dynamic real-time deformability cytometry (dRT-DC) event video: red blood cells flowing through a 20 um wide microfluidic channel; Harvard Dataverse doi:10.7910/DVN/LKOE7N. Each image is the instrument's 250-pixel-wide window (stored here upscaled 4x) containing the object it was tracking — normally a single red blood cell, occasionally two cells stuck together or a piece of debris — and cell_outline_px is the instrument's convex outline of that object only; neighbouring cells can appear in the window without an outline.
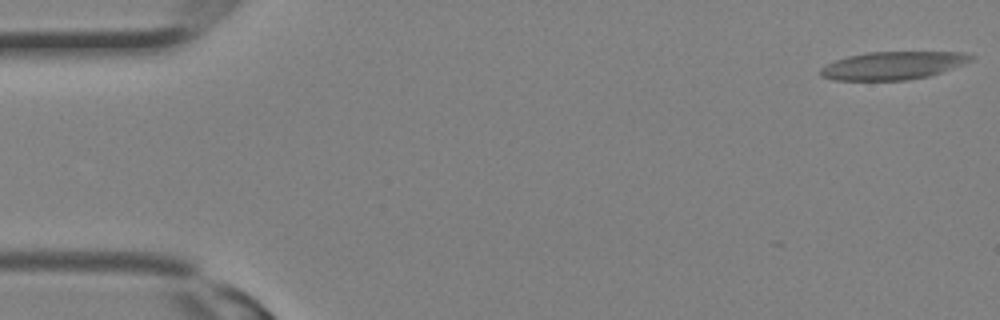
{"species": "Egyptian fruit bat (a non-hibernating species)", "species_latin": "Rousettus aegyptiacus", "temperature_condition": "room temperature", "stored_images_in_passage": 21, "camera_frame_rate_fps": 3000, "um_per_image_px": 0.085, "animal": {"sex": "female"}, "frame": {"image": 1, "passage_image": 1, "time_ms": 0.0, "image_size_px": [1000, 320], "cell_outline_px": [[976, 56], [972, 60], [964, 64], [928, 76], [904, 80], [832, 80], [820, 76], [820, 68], [836, 60], [848, 56], [864, 52], [964, 52]], "centroid_in_image_um": [75.9, 5.56], "position_along_channel_um": 9.1, "area_um2": 24.45}}
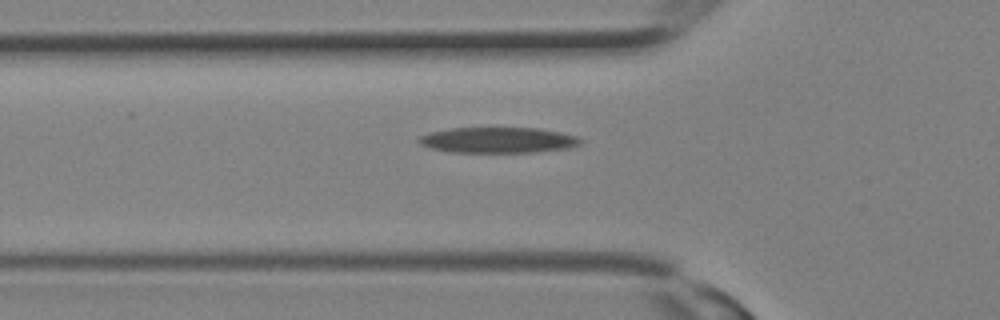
{"frame": {"image": 2, "passage_image": 11, "time_ms": 3.333, "image_size_px": [1000, 320], "cell_outline_px": [[584, 140], [580, 144], [568, 148], [536, 152], [452, 152], [428, 148], [420, 144], [416, 140], [420, 136], [432, 132], [452, 128], [540, 128], [560, 132], [576, 136]], "centroid_in_image_um": [42.34, 11.91], "position_along_channel_um": 83.5, "area_um2": 24.22}}
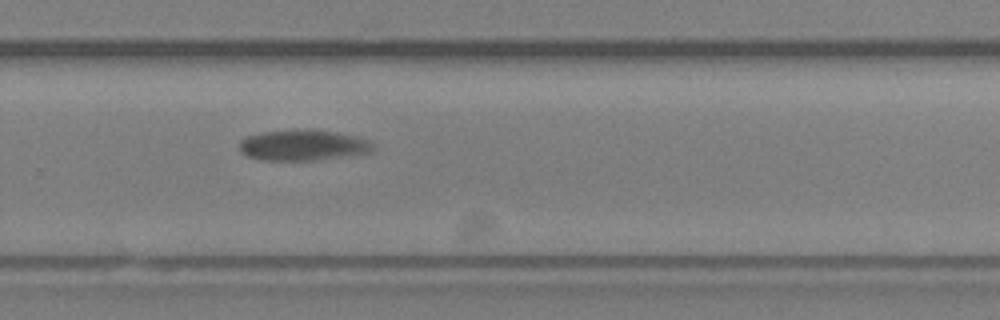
{"frame": {"image": 3, "passage_image": 21, "time_ms": 6.667, "image_size_px": [1000, 320], "cell_outline_px": [[376, 148], [372, 152], [312, 160], [260, 160], [248, 156], [240, 152], [240, 140], [248, 136], [260, 132], [296, 128], [312, 128], [336, 132], [368, 140]], "centroid_in_image_um": [25.72, 12.31], "position_along_channel_um": 304.1, "area_um2": 24.16}}